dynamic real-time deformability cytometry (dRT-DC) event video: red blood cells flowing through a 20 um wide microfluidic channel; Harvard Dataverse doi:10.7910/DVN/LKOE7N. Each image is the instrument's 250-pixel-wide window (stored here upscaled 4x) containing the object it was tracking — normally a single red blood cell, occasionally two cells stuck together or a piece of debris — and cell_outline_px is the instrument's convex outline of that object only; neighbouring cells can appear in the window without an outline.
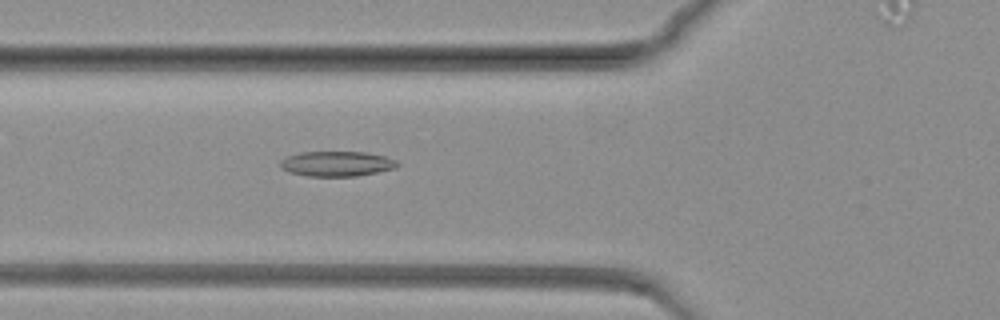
{"species": "common noctule bat (a hibernating species)", "species_latin": "Nyctalus noctula", "temperature_condition": "warm", "stored_images_in_passage": 85, "camera_frame_rate_fps": 3000, "um_per_image_px": 0.085, "animal": {"sex": "female", "body_mass_g": 19.3, "forearm_length_mm": 54.1}, "frame": {"image": 1, "passage_image": 32, "time_ms": 10.333, "image_size_px": [1000, 320], "cell_outline_px": [[400, 164], [396, 168], [356, 176], [308, 176], [288, 172], [280, 168], [280, 160], [288, 156], [300, 152], [364, 152], [384, 156], [396, 160]], "centroid_in_image_um": [28.6, 13.92], "position_along_channel_um": 97.2, "area_um2": 17.11}}
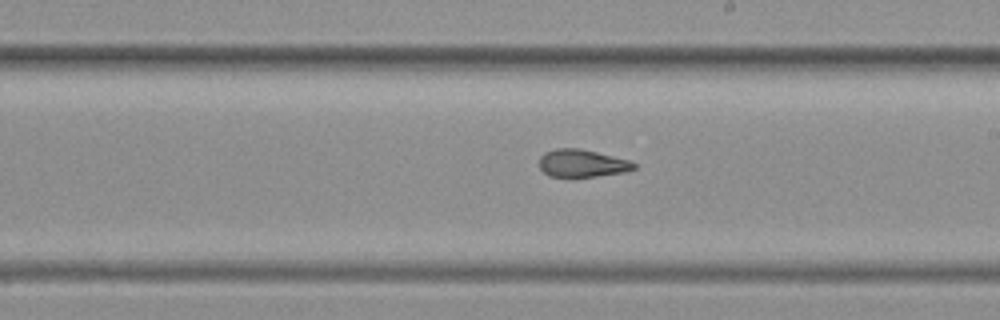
{"frame": {"image": 2, "passage_image": 49, "time_ms": 16.0, "image_size_px": [1000, 320], "cell_outline_px": [[636, 168], [624, 172], [572, 180], [568, 180], [548, 176], [540, 168], [540, 156], [544, 152], [556, 148], [580, 148], [628, 160], [636, 164]], "centroid_in_image_um": [49.41, 13.93], "position_along_channel_um": 239.6, "area_um2": 15.84}}
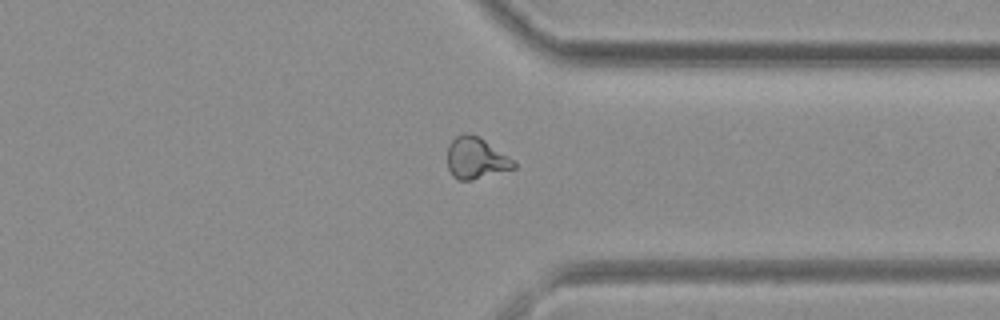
{"frame": {"image": 3, "passage_image": 65, "time_ms": 21.333, "image_size_px": [1000, 320], "cell_outline_px": [[516, 168], [472, 180], [456, 180], [452, 176], [448, 168], [448, 144], [456, 136], [464, 132], [480, 136], [512, 160], [516, 164]], "centroid_in_image_um": [40.42, 13.44], "position_along_channel_um": 371.0, "area_um2": 16.01}}